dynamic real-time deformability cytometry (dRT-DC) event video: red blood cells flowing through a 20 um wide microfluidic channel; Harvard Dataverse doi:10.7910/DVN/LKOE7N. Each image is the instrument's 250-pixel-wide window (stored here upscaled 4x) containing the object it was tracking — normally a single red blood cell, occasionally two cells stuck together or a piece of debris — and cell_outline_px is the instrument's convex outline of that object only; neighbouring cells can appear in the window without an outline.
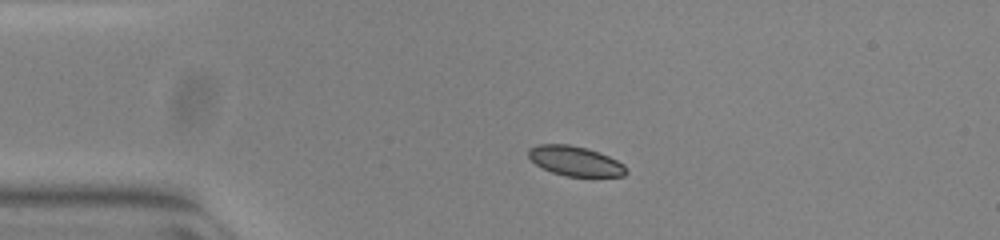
{"species": "common noctule bat (a hibernating species)", "species_latin": "Nyctalus noctula", "temperature_condition": "warm", "stored_images_in_passage": 43, "camera_frame_rate_fps": 3000, "um_per_image_px": 0.085, "animal": {"sex": "female", "body_mass_g": 23.0, "forearm_length_mm": 53.4}, "frame": {"image": 1, "passage_image": 1, "time_ms": 0.0, "image_size_px": [1000, 240], "cell_outline_px": [[628, 172], [624, 176], [564, 176], [552, 172], [536, 164], [528, 156], [528, 148], [536, 144], [568, 144], [588, 148], [608, 156], [624, 164]], "centroid_in_image_um": [48.88, 13.68], "position_along_channel_um": 36.1, "area_um2": 16.94}}
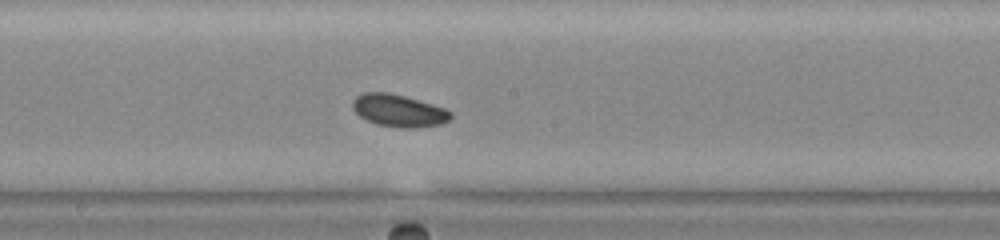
{"frame": {"image": 2, "passage_image": 18, "time_ms": 5.667, "image_size_px": [1000, 240], "cell_outline_px": [[452, 116], [448, 120], [440, 124], [416, 128], [400, 128], [376, 124], [360, 116], [352, 108], [352, 100], [356, 96], [364, 92], [388, 92], [404, 96], [444, 108], [452, 112]], "centroid_in_image_um": [33.86, 9.4], "position_along_channel_um": 214.3, "area_um2": 18.38}}
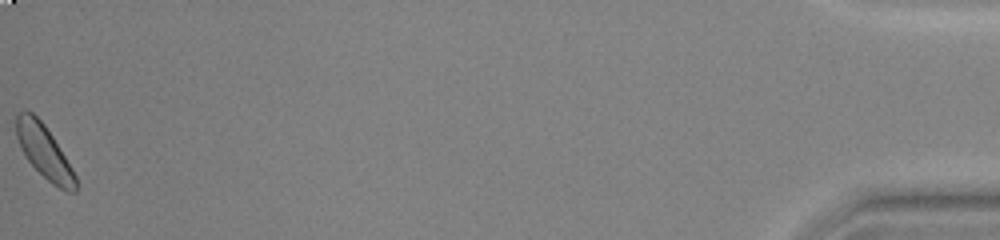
{"frame": {"image": 3, "passage_image": 43, "time_ms": 14.0, "image_size_px": [1000, 240], "cell_outline_px": [[76, 192], [68, 192], [52, 184], [28, 160], [20, 148], [16, 136], [16, 112], [24, 108], [32, 112], [44, 124], [52, 136], [72, 168], [76, 176]], "centroid_in_image_um": [3.72, 12.84], "position_along_channel_um": 431.5, "area_um2": 18.26}}